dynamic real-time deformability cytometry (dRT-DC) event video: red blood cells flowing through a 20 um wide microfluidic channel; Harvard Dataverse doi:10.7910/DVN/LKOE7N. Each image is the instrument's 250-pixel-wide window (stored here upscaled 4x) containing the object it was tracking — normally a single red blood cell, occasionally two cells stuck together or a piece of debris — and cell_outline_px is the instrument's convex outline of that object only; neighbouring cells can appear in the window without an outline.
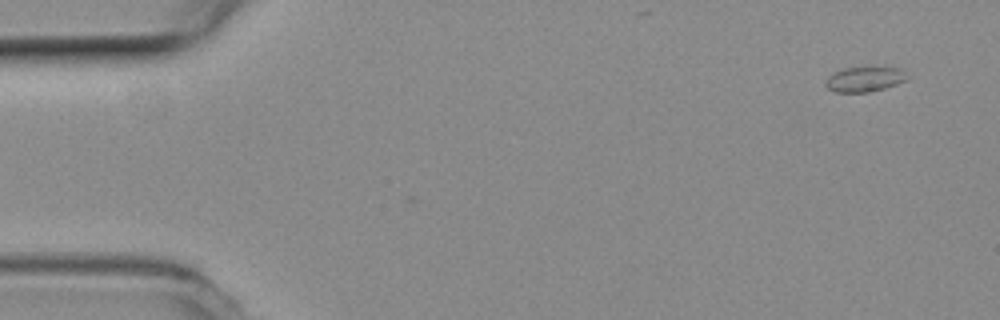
{"species": "common noctule bat (a hibernating species)", "species_latin": "Nyctalus noctula", "temperature_condition": "room temperature", "stored_images_in_passage": 46, "camera_frame_rate_fps": 3000, "um_per_image_px": 0.085, "animal": {"sex": "female", "body_mass_g": 19.3, "forearm_length_mm": 54.1}, "frame": {"image": 1, "passage_image": 1, "time_ms": 0.0, "image_size_px": [1000, 320], "cell_outline_px": [[912, 76], [908, 80], [884, 88], [864, 92], [836, 92], [828, 88], [824, 84], [824, 80], [832, 72], [844, 68], [900, 68]], "centroid_in_image_um": [73.5, 6.73], "position_along_channel_um": 11.5, "area_um2": 11.91}}
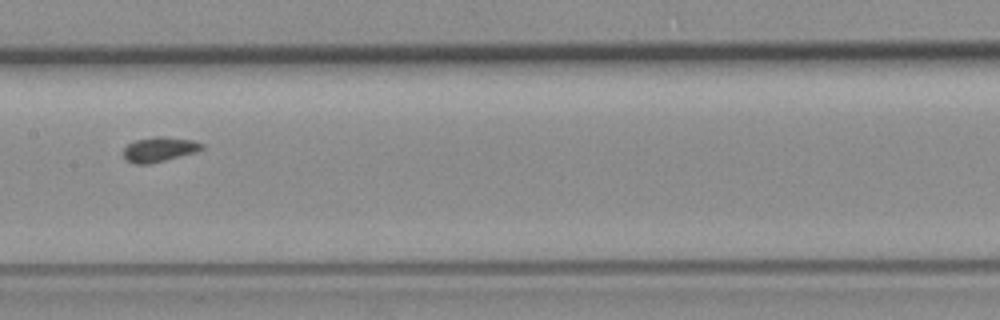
{"frame": {"image": 2, "passage_image": 25, "time_ms": 8.0, "image_size_px": [1000, 320], "cell_outline_px": [[204, 148], [196, 152], [148, 164], [136, 164], [124, 160], [124, 148], [128, 144], [136, 140], [156, 136], [164, 136], [192, 140], [204, 144]], "centroid_in_image_um": [13.54, 12.69], "position_along_channel_um": 193.9, "area_um2": 11.27}}
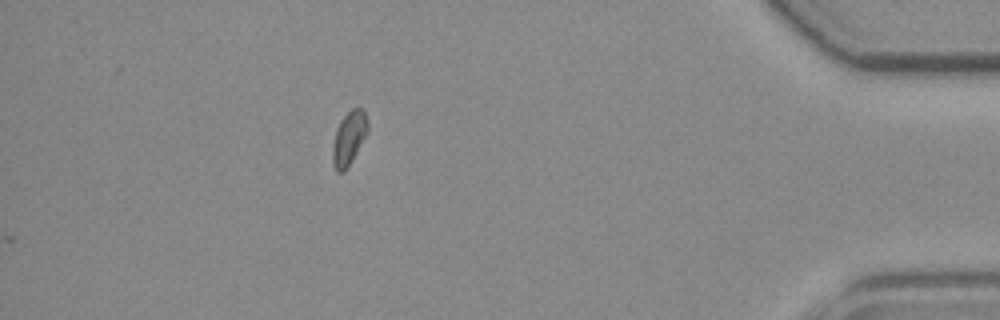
{"frame": {"image": 3, "passage_image": 46, "time_ms": 15.0, "image_size_px": [1000, 320], "cell_outline_px": [[368, 132], [344, 172], [336, 172], [332, 164], [332, 148], [336, 128], [340, 120], [352, 108], [360, 108], [364, 112], [368, 120]], "centroid_in_image_um": [29.64, 11.74], "position_along_channel_um": 405.6, "area_um2": 10.92}}